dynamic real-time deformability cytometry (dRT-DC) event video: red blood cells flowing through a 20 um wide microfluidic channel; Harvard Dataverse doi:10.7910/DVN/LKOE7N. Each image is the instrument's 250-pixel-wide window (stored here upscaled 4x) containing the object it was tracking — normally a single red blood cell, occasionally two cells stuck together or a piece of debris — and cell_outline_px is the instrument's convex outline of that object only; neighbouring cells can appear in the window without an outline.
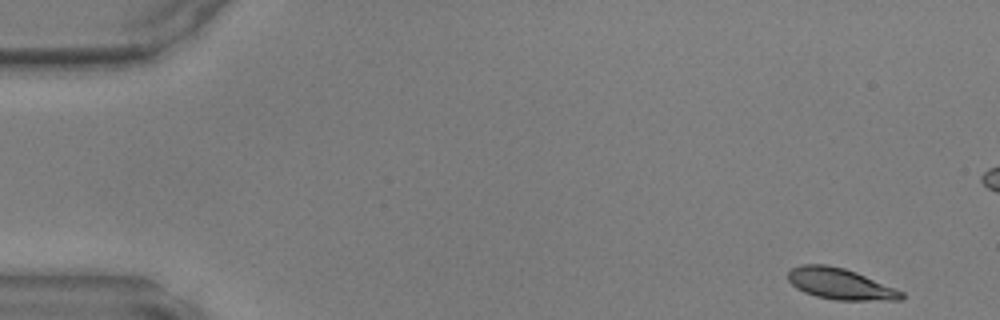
{"species": "common noctule bat (a hibernating species)", "species_latin": "Nyctalus noctula", "temperature_condition": "warm", "stored_images_in_passage": 47, "camera_frame_rate_fps": 3000, "um_per_image_px": 0.085, "animal": {"sex": "male", "body_mass_g": 17.9, "forearm_length_mm": 54.2}, "frame": {"image": 1, "passage_image": 1, "time_ms": 0.0, "image_size_px": [1000, 320], "cell_outline_px": [[904, 296], [900, 300], [836, 300], [816, 296], [804, 292], [796, 288], [788, 280], [788, 272], [792, 268], [800, 264], [824, 264], [844, 268], [856, 272], [896, 288], [904, 292]], "centroid_in_image_um": [71.41, 24.13], "position_along_channel_um": 13.6, "area_um2": 20.58}}
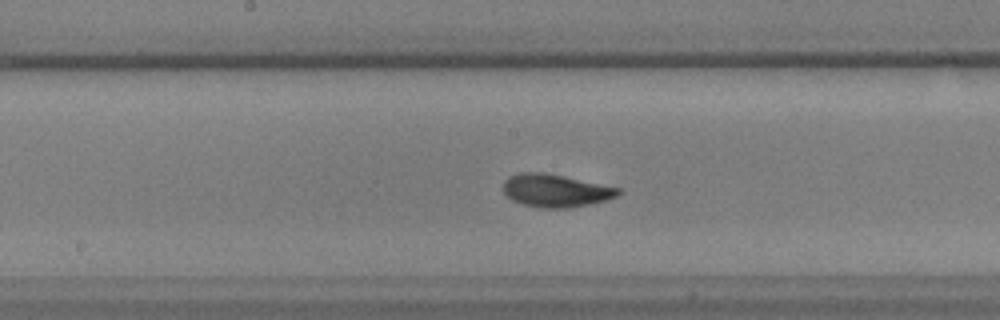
{"frame": {"image": 2, "passage_image": 23, "time_ms": 7.333, "image_size_px": [1000, 320], "cell_outline_px": [[624, 192], [616, 196], [604, 200], [588, 204], [568, 208], [544, 208], [520, 204], [512, 200], [504, 192], [504, 180], [508, 176], [520, 172], [544, 172], [620, 188]], "centroid_in_image_um": [47.2, 16.19], "position_along_channel_um": 201.0, "area_um2": 21.91}}
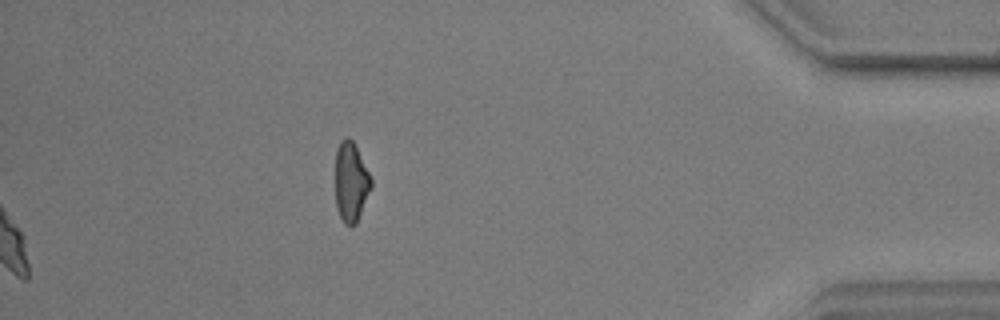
{"frame": {"image": 3, "passage_image": 47, "time_ms": 15.333, "image_size_px": [1000, 320], "cell_outline_px": [[372, 188], [356, 224], [352, 228], [344, 224], [336, 208], [336, 152], [344, 136], [348, 136], [352, 140], [372, 180]], "centroid_in_image_um": [29.83, 15.53], "position_along_channel_um": 405.4, "area_um2": 16.53}}